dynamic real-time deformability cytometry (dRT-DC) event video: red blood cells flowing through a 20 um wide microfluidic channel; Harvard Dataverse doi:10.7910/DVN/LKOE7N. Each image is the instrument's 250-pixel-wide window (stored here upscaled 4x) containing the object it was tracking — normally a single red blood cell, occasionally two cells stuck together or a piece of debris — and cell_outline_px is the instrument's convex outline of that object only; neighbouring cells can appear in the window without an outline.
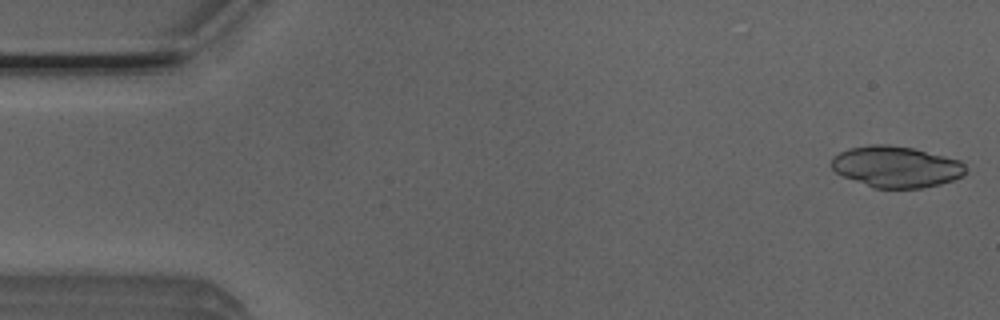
{"species": "Egyptian fruit bat (a non-hibernating species)", "species_latin": "Rousettus aegyptiacus", "temperature_condition": "room temperature", "stored_images_in_passage": 50, "segment_of_instrument_passage": [1, 2], "camera_frame_rate_fps": 3000, "um_per_image_px": 0.085, "animal": {"sex": "male"}, "frame": {"image": 1, "passage_image": 1, "time_ms": 0.0, "image_size_px": [1000, 320], "cell_outline_px": [[964, 172], [960, 176], [952, 180], [940, 184], [920, 188], [876, 188], [844, 176], [836, 172], [832, 168], [832, 156], [848, 148], [868, 144], [888, 144], [912, 148], [960, 160], [964, 164]], "centroid_in_image_um": [76.14, 14.16], "position_along_channel_um": 8.9, "area_um2": 31.91}}